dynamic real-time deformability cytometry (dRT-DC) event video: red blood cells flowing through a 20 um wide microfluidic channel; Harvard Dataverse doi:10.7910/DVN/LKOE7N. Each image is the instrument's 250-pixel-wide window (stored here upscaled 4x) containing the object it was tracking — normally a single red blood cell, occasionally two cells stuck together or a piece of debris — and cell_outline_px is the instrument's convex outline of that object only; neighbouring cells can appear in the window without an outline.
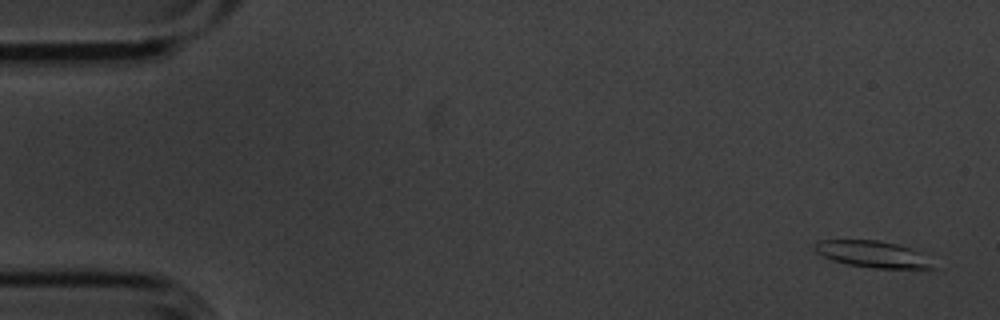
{"species": "common noctule bat (a hibernating species)", "species_latin": "Nyctalus noctula", "temperature_condition": "cold", "stored_images_in_passage": 4, "camera_frame_rate_fps": 3000, "um_per_image_px": 0.085, "animal": {"sex": "male", "body_mass_g": 20.1, "forearm_length_mm": 53.5}, "frame": {"image": 1, "passage_image": 1, "time_ms": 0.0, "image_size_px": [1000, 320], "cell_outline_px": [[936, 268], [876, 268], [848, 264], [832, 260], [816, 252], [812, 248], [812, 244], [816, 240], [876, 240], [896, 244], [912, 248], [924, 252]], "centroid_in_image_um": [74.17, 21.59], "position_along_channel_um": 10.8, "area_um2": 18.44}}